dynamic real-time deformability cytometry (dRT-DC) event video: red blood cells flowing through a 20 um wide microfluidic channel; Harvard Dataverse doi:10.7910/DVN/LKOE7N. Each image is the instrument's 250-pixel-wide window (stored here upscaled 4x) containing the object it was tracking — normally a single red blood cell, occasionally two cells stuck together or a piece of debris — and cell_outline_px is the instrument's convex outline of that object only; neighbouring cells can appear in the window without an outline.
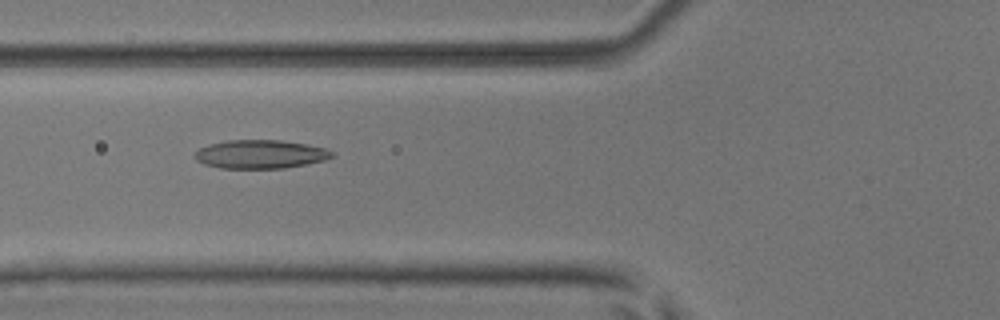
{"species": "common noctule bat (a hibernating species)", "species_latin": "Nyctalus noctula", "temperature_condition": "room temperature", "stored_images_in_passage": 35, "camera_frame_rate_fps": 3000, "um_per_image_px": 0.085, "animal": {"sex": "male", "body_mass_g": 17.9, "forearm_length_mm": 54.2}, "frame": {"image": 1, "passage_image": 3, "time_ms": 0.667, "image_size_px": [1000, 320], "cell_outline_px": [[332, 156], [324, 160], [284, 168], [220, 168], [204, 164], [196, 160], [192, 156], [200, 148], [208, 144], [228, 140], [280, 140], [304, 144], [324, 148], [332, 152]], "centroid_in_image_um": [22.06, 13.11], "position_along_channel_um": 103.7, "area_um2": 22.6}}
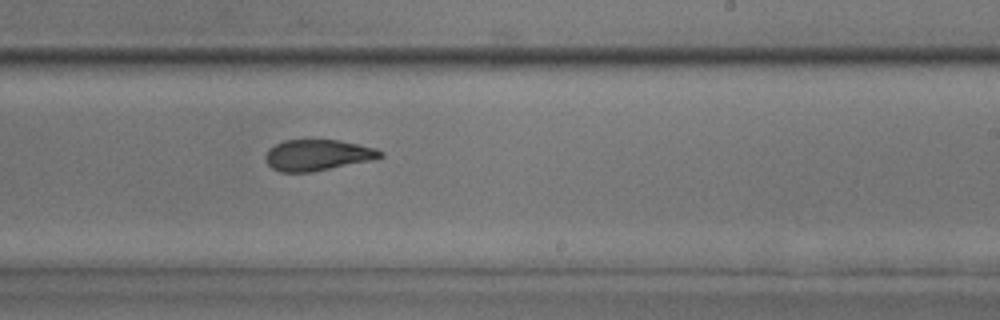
{"frame": {"image": 2, "passage_image": 15, "time_ms": 4.667, "image_size_px": [1000, 320], "cell_outline_px": [[384, 156], [376, 160], [312, 172], [280, 172], [272, 168], [268, 164], [264, 156], [268, 148], [284, 140], [340, 140], [376, 148], [384, 152]], "centroid_in_image_um": [27.03, 13.19], "position_along_channel_um": 262.0, "area_um2": 21.1}}
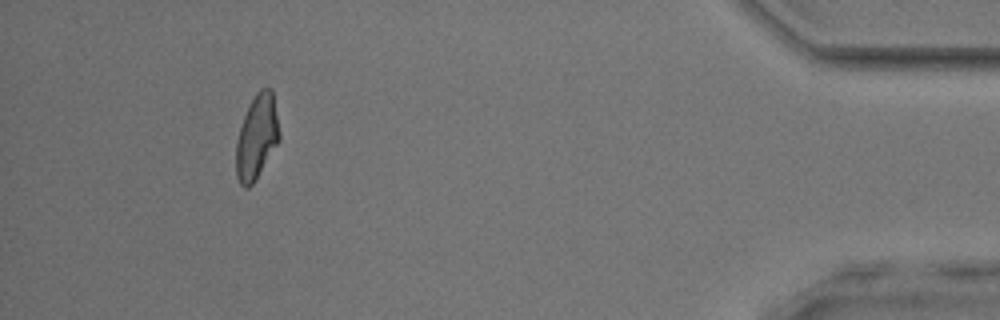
{"frame": {"image": 3, "passage_image": 31, "time_ms": 10.0, "image_size_px": [1000, 320], "cell_outline_px": [[280, 140], [252, 184], [248, 188], [244, 188], [240, 184], [236, 176], [236, 140], [244, 116], [256, 92], [260, 88], [272, 88], [280, 132]], "centroid_in_image_um": [21.83, 11.64], "position_along_channel_um": 413.4, "area_um2": 21.15}}